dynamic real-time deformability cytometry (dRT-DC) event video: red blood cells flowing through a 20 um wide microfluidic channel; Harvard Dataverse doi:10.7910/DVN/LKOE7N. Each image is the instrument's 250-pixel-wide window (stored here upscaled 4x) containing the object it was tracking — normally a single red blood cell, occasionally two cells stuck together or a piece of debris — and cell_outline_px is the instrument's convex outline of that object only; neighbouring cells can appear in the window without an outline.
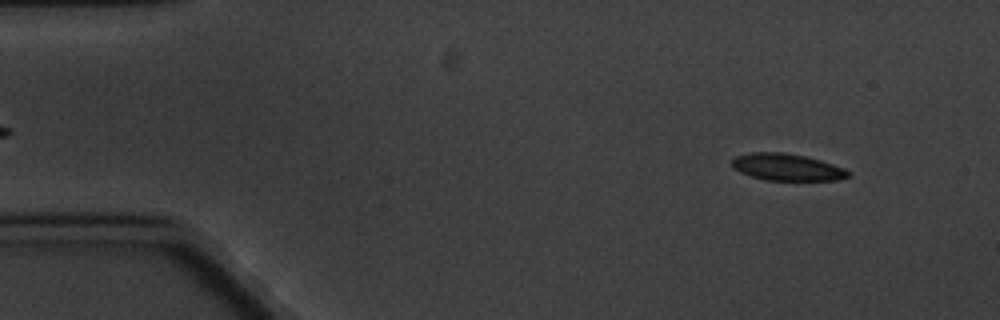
{"species": "common noctule bat (a hibernating species)", "species_latin": "Nyctalus noctula", "temperature_condition": "cold", "stored_images_in_passage": 4, "camera_frame_rate_fps": 3000, "um_per_image_px": 0.085, "animal": {"sex": "male", "body_mass_g": 20.1, "forearm_length_mm": 53.5}, "frame": {"image": 1, "passage_image": 1, "time_ms": 0.0, "image_size_px": [1000, 320], "cell_outline_px": [[852, 176], [836, 180], [764, 180], [740, 172], [732, 168], [732, 160], [736, 156], [752, 152], [784, 152], [804, 156], [820, 160], [844, 168], [852, 172]], "centroid_in_image_um": [66.91, 14.21], "position_along_channel_um": 18.1, "area_um2": 18.26}}
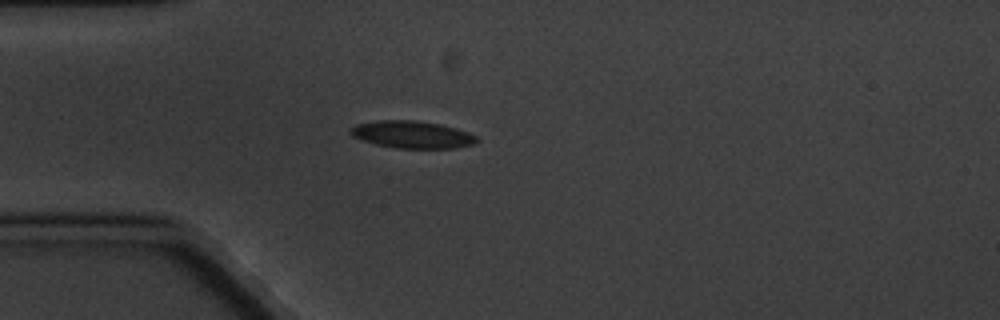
{"frame": {"image": 2, "passage_image": 4, "time_ms": 3.333, "image_size_px": [1000, 320], "cell_outline_px": [[480, 140], [476, 144], [456, 148], [396, 148], [376, 144], [352, 136], [348, 132], [356, 124], [376, 120], [416, 120], [440, 124], [456, 128], [468, 132], [476, 136]], "centroid_in_image_um": [35.07, 11.43], "position_along_channel_um": 49.9, "area_um2": 20.17}}